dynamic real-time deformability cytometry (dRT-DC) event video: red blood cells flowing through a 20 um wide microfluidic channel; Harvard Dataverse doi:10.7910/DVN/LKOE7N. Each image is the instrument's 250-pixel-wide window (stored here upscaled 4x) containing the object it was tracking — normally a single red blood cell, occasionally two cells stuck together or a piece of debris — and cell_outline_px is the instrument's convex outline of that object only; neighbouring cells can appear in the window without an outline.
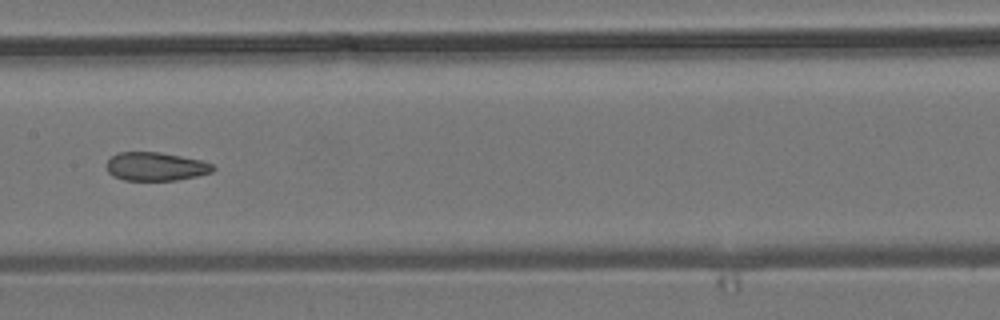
{"species": "common noctule bat (a hibernating species)", "species_latin": "Nyctalus noctula", "temperature_condition": "room temperature", "stored_images_in_passage": 8, "camera_frame_rate_fps": 3000, "um_per_image_px": 0.085, "animal": {"sex": "male", "body_mass_g": 19.2, "forearm_length_mm": 51.8}, "frame": {"image": 1, "passage_image": 7, "time_ms": 7.0, "image_size_px": [1000, 320], "cell_outline_px": [[216, 168], [212, 172], [196, 176], [176, 180], [124, 180], [112, 176], [108, 172], [108, 160], [112, 156], [120, 152], [160, 152], [200, 160], [212, 164]], "centroid_in_image_um": [13.24, 14.15], "position_along_channel_um": 194.2, "area_um2": 17.51}}
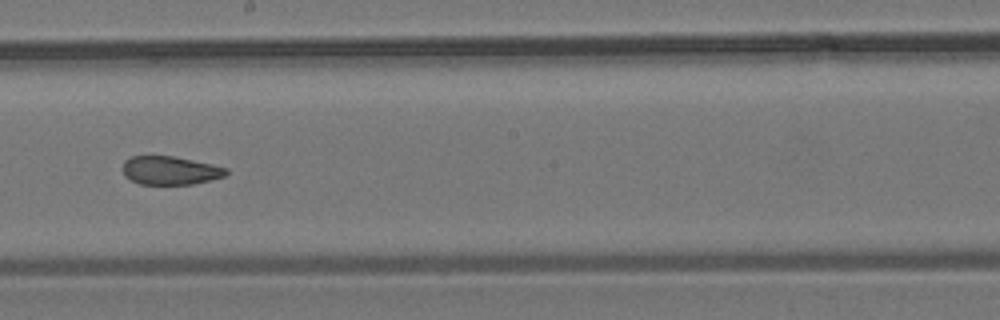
{"frame": {"image": 2, "passage_image": 8, "time_ms": 8.0, "image_size_px": [1000, 320], "cell_outline_px": [[228, 172], [224, 176], [192, 184], [140, 184], [124, 176], [124, 160], [132, 156], [172, 156], [212, 164], [228, 168]], "centroid_in_image_um": [14.46, 14.48], "position_along_channel_um": 233.7, "area_um2": 16.94}}